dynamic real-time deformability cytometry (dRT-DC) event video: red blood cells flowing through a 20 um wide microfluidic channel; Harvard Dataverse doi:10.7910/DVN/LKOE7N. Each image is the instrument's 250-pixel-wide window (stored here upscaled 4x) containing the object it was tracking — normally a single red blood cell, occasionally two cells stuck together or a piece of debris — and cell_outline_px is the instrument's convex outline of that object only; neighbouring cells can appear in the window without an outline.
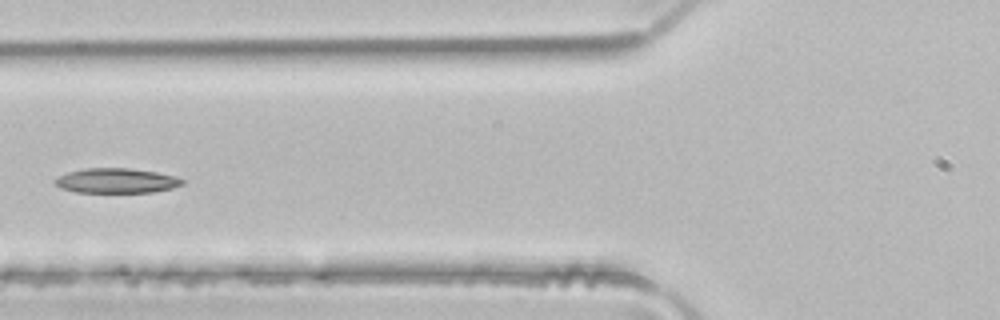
{"species": "common noctule bat (a hibernating species)", "species_latin": "Nyctalus noctula", "temperature_condition": "room temperature", "stored_images_in_passage": 5, "camera_frame_rate_fps": 3000, "um_per_image_px": 0.085, "animal": {"sex": "male", "body_mass_g": 21.5, "forearm_length_mm": 52.0}, "frame": {"image": 1, "passage_image": 5, "time_ms": 1.333, "image_size_px": [1000, 320], "cell_outline_px": [[184, 184], [172, 188], [152, 192], [76, 192], [60, 188], [52, 180], [68, 172], [84, 168], [128, 168], [156, 172], [176, 176], [184, 180]], "centroid_in_image_um": [9.9, 15.35], "position_along_channel_um": 115.9, "area_um2": 18.38}}